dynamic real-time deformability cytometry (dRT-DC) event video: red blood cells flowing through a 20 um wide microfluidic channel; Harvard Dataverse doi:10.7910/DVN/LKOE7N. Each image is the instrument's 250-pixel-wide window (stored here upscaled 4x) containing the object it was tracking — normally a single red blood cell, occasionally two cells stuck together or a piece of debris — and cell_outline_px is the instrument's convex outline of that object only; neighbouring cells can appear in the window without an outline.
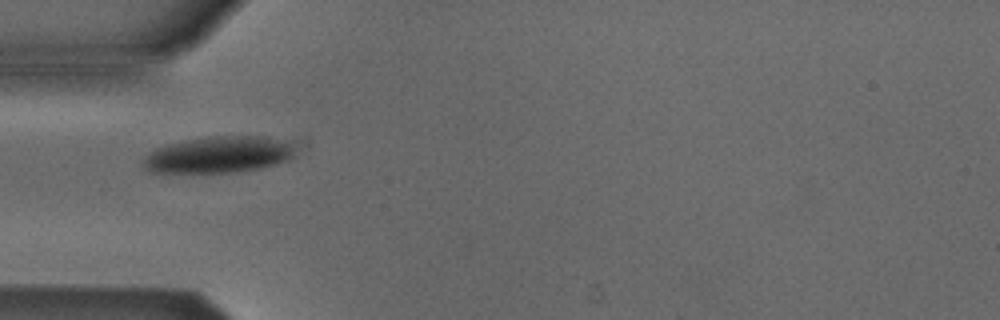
{"species": "Egyptian fruit bat (a non-hibernating species)", "species_latin": "Rousettus aegyptiacus", "temperature_condition": "cold", "stored_images_in_passage": 3, "camera_frame_rate_fps": 3000, "um_per_image_px": 0.085, "animal": {"sex": "male"}, "frame": {"image": 1, "passage_image": 1, "time_ms": 0.0, "image_size_px": [1000, 320], "cell_outline_px": [[288, 156], [272, 164], [260, 168], [236, 172], [152, 172], [144, 168], [144, 160], [156, 148], [168, 144], [208, 136], [268, 136], [288, 144]], "centroid_in_image_um": [18.45, 13.14], "position_along_channel_um": 66.6, "area_um2": 30.92}}
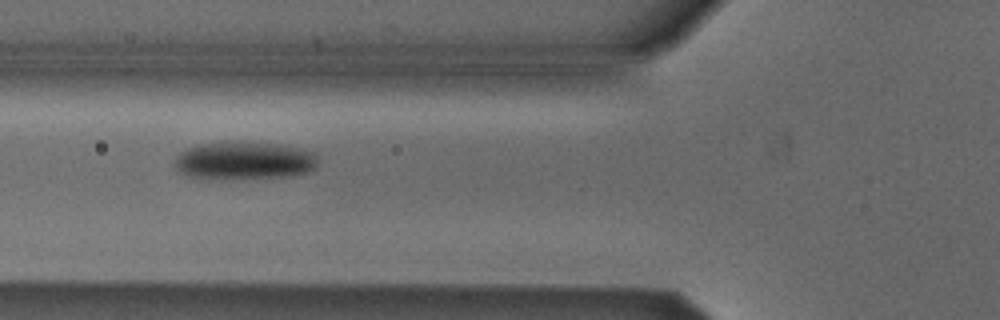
{"frame": {"image": 2, "passage_image": 2, "time_ms": 0.333, "image_size_px": [1000, 320], "cell_outline_px": [[316, 164], [308, 172], [292, 176], [200, 180], [188, 176], [180, 172], [172, 164], [172, 160], [180, 152], [188, 148], [200, 144], [224, 140], [248, 140], [280, 144], [312, 152], [316, 156]], "centroid_in_image_um": [20.64, 13.63], "position_along_channel_um": 105.2, "area_um2": 32.6}}
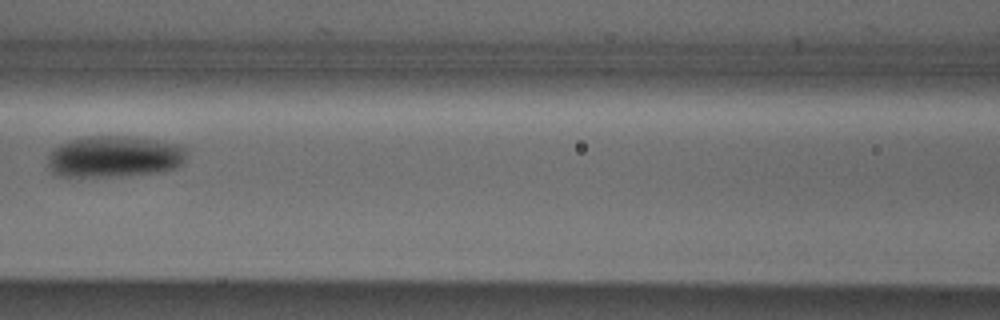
{"frame": {"image": 3, "passage_image": 3, "time_ms": 0.667, "image_size_px": [1000, 320], "cell_outline_px": [[184, 160], [176, 168], [164, 172], [120, 176], [60, 176], [52, 172], [48, 164], [48, 156], [60, 144], [68, 140], [88, 136], [128, 136], [184, 144]], "centroid_in_image_um": [9.75, 13.31], "position_along_channel_um": 156.9, "area_um2": 33.64}}